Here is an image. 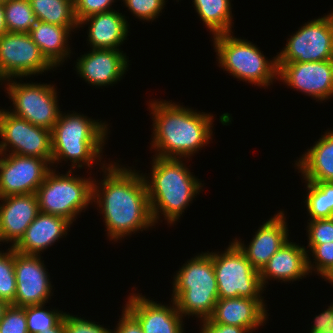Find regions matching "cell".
I'll return each mask as SVG.
<instances>
[{"label":"cell","mask_w":333,"mask_h":333,"mask_svg":"<svg viewBox=\"0 0 333 333\" xmlns=\"http://www.w3.org/2000/svg\"><path fill=\"white\" fill-rule=\"evenodd\" d=\"M116 0H74V13L78 23L84 18L114 10L111 8Z\"/></svg>","instance_id":"obj_37"},{"label":"cell","mask_w":333,"mask_h":333,"mask_svg":"<svg viewBox=\"0 0 333 333\" xmlns=\"http://www.w3.org/2000/svg\"><path fill=\"white\" fill-rule=\"evenodd\" d=\"M16 295V276L14 270V249L0 251V300L8 305L14 302Z\"/></svg>","instance_id":"obj_31"},{"label":"cell","mask_w":333,"mask_h":333,"mask_svg":"<svg viewBox=\"0 0 333 333\" xmlns=\"http://www.w3.org/2000/svg\"><path fill=\"white\" fill-rule=\"evenodd\" d=\"M183 161L153 156L151 173H142L155 225L162 215L168 225L175 224L203 189L200 179L193 176Z\"/></svg>","instance_id":"obj_3"},{"label":"cell","mask_w":333,"mask_h":333,"mask_svg":"<svg viewBox=\"0 0 333 333\" xmlns=\"http://www.w3.org/2000/svg\"><path fill=\"white\" fill-rule=\"evenodd\" d=\"M0 242H3V238L1 236V231H0Z\"/></svg>","instance_id":"obj_47"},{"label":"cell","mask_w":333,"mask_h":333,"mask_svg":"<svg viewBox=\"0 0 333 333\" xmlns=\"http://www.w3.org/2000/svg\"><path fill=\"white\" fill-rule=\"evenodd\" d=\"M266 304L264 299L219 298L209 319L218 324L243 327L252 333L268 321Z\"/></svg>","instance_id":"obj_20"},{"label":"cell","mask_w":333,"mask_h":333,"mask_svg":"<svg viewBox=\"0 0 333 333\" xmlns=\"http://www.w3.org/2000/svg\"><path fill=\"white\" fill-rule=\"evenodd\" d=\"M0 231L4 242L13 247L40 213L36 194L0 197Z\"/></svg>","instance_id":"obj_19"},{"label":"cell","mask_w":333,"mask_h":333,"mask_svg":"<svg viewBox=\"0 0 333 333\" xmlns=\"http://www.w3.org/2000/svg\"><path fill=\"white\" fill-rule=\"evenodd\" d=\"M72 31L56 24L36 21L28 34L38 45L45 58L57 69L62 63L70 58L71 48L68 46ZM70 54V55H69Z\"/></svg>","instance_id":"obj_25"},{"label":"cell","mask_w":333,"mask_h":333,"mask_svg":"<svg viewBox=\"0 0 333 333\" xmlns=\"http://www.w3.org/2000/svg\"><path fill=\"white\" fill-rule=\"evenodd\" d=\"M306 247L305 249H307V265L309 273L315 271L318 276H322L326 271L333 267V242L323 244H308ZM310 252H312V254ZM311 260L315 261L312 262Z\"/></svg>","instance_id":"obj_32"},{"label":"cell","mask_w":333,"mask_h":333,"mask_svg":"<svg viewBox=\"0 0 333 333\" xmlns=\"http://www.w3.org/2000/svg\"><path fill=\"white\" fill-rule=\"evenodd\" d=\"M295 161V168L308 182H333V130H328Z\"/></svg>","instance_id":"obj_24"},{"label":"cell","mask_w":333,"mask_h":333,"mask_svg":"<svg viewBox=\"0 0 333 333\" xmlns=\"http://www.w3.org/2000/svg\"><path fill=\"white\" fill-rule=\"evenodd\" d=\"M170 300L172 305H165L132 292L124 307L138 320L143 333H185L184 317L177 310L174 300Z\"/></svg>","instance_id":"obj_16"},{"label":"cell","mask_w":333,"mask_h":333,"mask_svg":"<svg viewBox=\"0 0 333 333\" xmlns=\"http://www.w3.org/2000/svg\"><path fill=\"white\" fill-rule=\"evenodd\" d=\"M97 323V324H96ZM65 333H113L112 329L98 325V322L64 313Z\"/></svg>","instance_id":"obj_36"},{"label":"cell","mask_w":333,"mask_h":333,"mask_svg":"<svg viewBox=\"0 0 333 333\" xmlns=\"http://www.w3.org/2000/svg\"><path fill=\"white\" fill-rule=\"evenodd\" d=\"M7 306H8V304L5 301L0 300V321L2 319V315L4 313V310Z\"/></svg>","instance_id":"obj_44"},{"label":"cell","mask_w":333,"mask_h":333,"mask_svg":"<svg viewBox=\"0 0 333 333\" xmlns=\"http://www.w3.org/2000/svg\"><path fill=\"white\" fill-rule=\"evenodd\" d=\"M51 169L42 158L0 153V197L36 194Z\"/></svg>","instance_id":"obj_13"},{"label":"cell","mask_w":333,"mask_h":333,"mask_svg":"<svg viewBox=\"0 0 333 333\" xmlns=\"http://www.w3.org/2000/svg\"><path fill=\"white\" fill-rule=\"evenodd\" d=\"M42 333V332H39ZM43 333H65L64 316L63 318L51 329L43 331Z\"/></svg>","instance_id":"obj_42"},{"label":"cell","mask_w":333,"mask_h":333,"mask_svg":"<svg viewBox=\"0 0 333 333\" xmlns=\"http://www.w3.org/2000/svg\"><path fill=\"white\" fill-rule=\"evenodd\" d=\"M260 281L265 290L270 280L281 282H294L309 275L307 265V251L305 246L296 242L287 241L269 259L259 271Z\"/></svg>","instance_id":"obj_22"},{"label":"cell","mask_w":333,"mask_h":333,"mask_svg":"<svg viewBox=\"0 0 333 333\" xmlns=\"http://www.w3.org/2000/svg\"><path fill=\"white\" fill-rule=\"evenodd\" d=\"M41 255H23L14 250L16 295L11 305L26 307L48 303L53 286Z\"/></svg>","instance_id":"obj_14"},{"label":"cell","mask_w":333,"mask_h":333,"mask_svg":"<svg viewBox=\"0 0 333 333\" xmlns=\"http://www.w3.org/2000/svg\"><path fill=\"white\" fill-rule=\"evenodd\" d=\"M173 276L171 299L183 317L209 319L219 299L213 251L188 259ZM188 315V316H187Z\"/></svg>","instance_id":"obj_5"},{"label":"cell","mask_w":333,"mask_h":333,"mask_svg":"<svg viewBox=\"0 0 333 333\" xmlns=\"http://www.w3.org/2000/svg\"><path fill=\"white\" fill-rule=\"evenodd\" d=\"M4 3L0 2V36L7 32Z\"/></svg>","instance_id":"obj_41"},{"label":"cell","mask_w":333,"mask_h":333,"mask_svg":"<svg viewBox=\"0 0 333 333\" xmlns=\"http://www.w3.org/2000/svg\"><path fill=\"white\" fill-rule=\"evenodd\" d=\"M5 79L3 78V76L1 75V73H0V84L2 85L3 84V82L5 83ZM2 82V83H1Z\"/></svg>","instance_id":"obj_46"},{"label":"cell","mask_w":333,"mask_h":333,"mask_svg":"<svg viewBox=\"0 0 333 333\" xmlns=\"http://www.w3.org/2000/svg\"><path fill=\"white\" fill-rule=\"evenodd\" d=\"M286 221L285 212L279 210L258 227L249 244L244 245V241L233 239L256 270L260 271L284 243L290 240Z\"/></svg>","instance_id":"obj_18"},{"label":"cell","mask_w":333,"mask_h":333,"mask_svg":"<svg viewBox=\"0 0 333 333\" xmlns=\"http://www.w3.org/2000/svg\"><path fill=\"white\" fill-rule=\"evenodd\" d=\"M321 277L324 279V281L328 280V282L333 285V267L326 271Z\"/></svg>","instance_id":"obj_43"},{"label":"cell","mask_w":333,"mask_h":333,"mask_svg":"<svg viewBox=\"0 0 333 333\" xmlns=\"http://www.w3.org/2000/svg\"><path fill=\"white\" fill-rule=\"evenodd\" d=\"M45 304L25 307L29 333H43L53 328L63 318L65 312L58 309L46 310Z\"/></svg>","instance_id":"obj_30"},{"label":"cell","mask_w":333,"mask_h":333,"mask_svg":"<svg viewBox=\"0 0 333 333\" xmlns=\"http://www.w3.org/2000/svg\"><path fill=\"white\" fill-rule=\"evenodd\" d=\"M75 62L78 76L92 86H113L128 71L126 53L117 49H90Z\"/></svg>","instance_id":"obj_17"},{"label":"cell","mask_w":333,"mask_h":333,"mask_svg":"<svg viewBox=\"0 0 333 333\" xmlns=\"http://www.w3.org/2000/svg\"><path fill=\"white\" fill-rule=\"evenodd\" d=\"M71 225L72 223L64 217L40 212L12 248L23 255L40 256L41 252L53 243L66 237Z\"/></svg>","instance_id":"obj_21"},{"label":"cell","mask_w":333,"mask_h":333,"mask_svg":"<svg viewBox=\"0 0 333 333\" xmlns=\"http://www.w3.org/2000/svg\"><path fill=\"white\" fill-rule=\"evenodd\" d=\"M309 333H333V330H323V331H316V332H309Z\"/></svg>","instance_id":"obj_45"},{"label":"cell","mask_w":333,"mask_h":333,"mask_svg":"<svg viewBox=\"0 0 333 333\" xmlns=\"http://www.w3.org/2000/svg\"><path fill=\"white\" fill-rule=\"evenodd\" d=\"M16 79H7L4 83L14 107L9 112L51 131L63 112L59 110L57 89L50 83H21Z\"/></svg>","instance_id":"obj_9"},{"label":"cell","mask_w":333,"mask_h":333,"mask_svg":"<svg viewBox=\"0 0 333 333\" xmlns=\"http://www.w3.org/2000/svg\"><path fill=\"white\" fill-rule=\"evenodd\" d=\"M278 79L322 103L333 96V59L284 63L278 69Z\"/></svg>","instance_id":"obj_15"},{"label":"cell","mask_w":333,"mask_h":333,"mask_svg":"<svg viewBox=\"0 0 333 333\" xmlns=\"http://www.w3.org/2000/svg\"><path fill=\"white\" fill-rule=\"evenodd\" d=\"M52 168L37 189L36 195L41 213L64 217L71 223L77 215L93 204V180L77 177L70 168L66 174Z\"/></svg>","instance_id":"obj_7"},{"label":"cell","mask_w":333,"mask_h":333,"mask_svg":"<svg viewBox=\"0 0 333 333\" xmlns=\"http://www.w3.org/2000/svg\"><path fill=\"white\" fill-rule=\"evenodd\" d=\"M0 139V153L37 157L52 162L51 131L33 125L3 108L0 109Z\"/></svg>","instance_id":"obj_11"},{"label":"cell","mask_w":333,"mask_h":333,"mask_svg":"<svg viewBox=\"0 0 333 333\" xmlns=\"http://www.w3.org/2000/svg\"><path fill=\"white\" fill-rule=\"evenodd\" d=\"M308 244L333 242V218L308 220Z\"/></svg>","instance_id":"obj_35"},{"label":"cell","mask_w":333,"mask_h":333,"mask_svg":"<svg viewBox=\"0 0 333 333\" xmlns=\"http://www.w3.org/2000/svg\"><path fill=\"white\" fill-rule=\"evenodd\" d=\"M200 333H249L245 328L226 324H218L210 319L200 321Z\"/></svg>","instance_id":"obj_39"},{"label":"cell","mask_w":333,"mask_h":333,"mask_svg":"<svg viewBox=\"0 0 333 333\" xmlns=\"http://www.w3.org/2000/svg\"><path fill=\"white\" fill-rule=\"evenodd\" d=\"M304 182L309 220L333 218V182Z\"/></svg>","instance_id":"obj_28"},{"label":"cell","mask_w":333,"mask_h":333,"mask_svg":"<svg viewBox=\"0 0 333 333\" xmlns=\"http://www.w3.org/2000/svg\"><path fill=\"white\" fill-rule=\"evenodd\" d=\"M0 333H29L25 307L8 305L0 321Z\"/></svg>","instance_id":"obj_34"},{"label":"cell","mask_w":333,"mask_h":333,"mask_svg":"<svg viewBox=\"0 0 333 333\" xmlns=\"http://www.w3.org/2000/svg\"><path fill=\"white\" fill-rule=\"evenodd\" d=\"M213 264L219 298H265L259 271L233 241L225 251L213 252Z\"/></svg>","instance_id":"obj_8"},{"label":"cell","mask_w":333,"mask_h":333,"mask_svg":"<svg viewBox=\"0 0 333 333\" xmlns=\"http://www.w3.org/2000/svg\"><path fill=\"white\" fill-rule=\"evenodd\" d=\"M37 21L65 26L76 30L78 21L74 13V0H29Z\"/></svg>","instance_id":"obj_27"},{"label":"cell","mask_w":333,"mask_h":333,"mask_svg":"<svg viewBox=\"0 0 333 333\" xmlns=\"http://www.w3.org/2000/svg\"><path fill=\"white\" fill-rule=\"evenodd\" d=\"M148 109L153 121L150 143L151 150L156 152L153 156L186 161L212 140L214 116L210 112H199L163 99L149 100Z\"/></svg>","instance_id":"obj_2"},{"label":"cell","mask_w":333,"mask_h":333,"mask_svg":"<svg viewBox=\"0 0 333 333\" xmlns=\"http://www.w3.org/2000/svg\"><path fill=\"white\" fill-rule=\"evenodd\" d=\"M113 333H143L138 320L124 307Z\"/></svg>","instance_id":"obj_38"},{"label":"cell","mask_w":333,"mask_h":333,"mask_svg":"<svg viewBox=\"0 0 333 333\" xmlns=\"http://www.w3.org/2000/svg\"><path fill=\"white\" fill-rule=\"evenodd\" d=\"M4 10L7 32L28 33L37 21L29 0H9Z\"/></svg>","instance_id":"obj_29"},{"label":"cell","mask_w":333,"mask_h":333,"mask_svg":"<svg viewBox=\"0 0 333 333\" xmlns=\"http://www.w3.org/2000/svg\"><path fill=\"white\" fill-rule=\"evenodd\" d=\"M108 124L79 114L62 113L51 129L53 164L69 161L72 170L88 167L102 161L103 149L108 138Z\"/></svg>","instance_id":"obj_4"},{"label":"cell","mask_w":333,"mask_h":333,"mask_svg":"<svg viewBox=\"0 0 333 333\" xmlns=\"http://www.w3.org/2000/svg\"><path fill=\"white\" fill-rule=\"evenodd\" d=\"M333 330V302L326 310L316 315L309 332Z\"/></svg>","instance_id":"obj_40"},{"label":"cell","mask_w":333,"mask_h":333,"mask_svg":"<svg viewBox=\"0 0 333 333\" xmlns=\"http://www.w3.org/2000/svg\"><path fill=\"white\" fill-rule=\"evenodd\" d=\"M99 165L104 179L93 180L92 202L104 218L107 238L118 242L155 226L141 171L112 161Z\"/></svg>","instance_id":"obj_1"},{"label":"cell","mask_w":333,"mask_h":333,"mask_svg":"<svg viewBox=\"0 0 333 333\" xmlns=\"http://www.w3.org/2000/svg\"><path fill=\"white\" fill-rule=\"evenodd\" d=\"M7 1H9V0H0V2H2V3H5V2H7Z\"/></svg>","instance_id":"obj_48"},{"label":"cell","mask_w":333,"mask_h":333,"mask_svg":"<svg viewBox=\"0 0 333 333\" xmlns=\"http://www.w3.org/2000/svg\"><path fill=\"white\" fill-rule=\"evenodd\" d=\"M278 53V69L284 63L332 60L333 11L303 24Z\"/></svg>","instance_id":"obj_10"},{"label":"cell","mask_w":333,"mask_h":333,"mask_svg":"<svg viewBox=\"0 0 333 333\" xmlns=\"http://www.w3.org/2000/svg\"><path fill=\"white\" fill-rule=\"evenodd\" d=\"M126 18L114 9L88 16L78 23V27L88 25L87 41L91 49L119 50L129 33L130 26Z\"/></svg>","instance_id":"obj_23"},{"label":"cell","mask_w":333,"mask_h":333,"mask_svg":"<svg viewBox=\"0 0 333 333\" xmlns=\"http://www.w3.org/2000/svg\"><path fill=\"white\" fill-rule=\"evenodd\" d=\"M128 10L141 21H153L166 5V0H122Z\"/></svg>","instance_id":"obj_33"},{"label":"cell","mask_w":333,"mask_h":333,"mask_svg":"<svg viewBox=\"0 0 333 333\" xmlns=\"http://www.w3.org/2000/svg\"><path fill=\"white\" fill-rule=\"evenodd\" d=\"M53 68L28 33L6 32L0 36V73L5 80L38 76Z\"/></svg>","instance_id":"obj_12"},{"label":"cell","mask_w":333,"mask_h":333,"mask_svg":"<svg viewBox=\"0 0 333 333\" xmlns=\"http://www.w3.org/2000/svg\"><path fill=\"white\" fill-rule=\"evenodd\" d=\"M199 18L211 34L231 33L233 15L231 0H192Z\"/></svg>","instance_id":"obj_26"},{"label":"cell","mask_w":333,"mask_h":333,"mask_svg":"<svg viewBox=\"0 0 333 333\" xmlns=\"http://www.w3.org/2000/svg\"><path fill=\"white\" fill-rule=\"evenodd\" d=\"M231 33L212 36L218 66L243 82L267 87L278 80L277 56L267 59L253 42Z\"/></svg>","instance_id":"obj_6"}]
</instances>
